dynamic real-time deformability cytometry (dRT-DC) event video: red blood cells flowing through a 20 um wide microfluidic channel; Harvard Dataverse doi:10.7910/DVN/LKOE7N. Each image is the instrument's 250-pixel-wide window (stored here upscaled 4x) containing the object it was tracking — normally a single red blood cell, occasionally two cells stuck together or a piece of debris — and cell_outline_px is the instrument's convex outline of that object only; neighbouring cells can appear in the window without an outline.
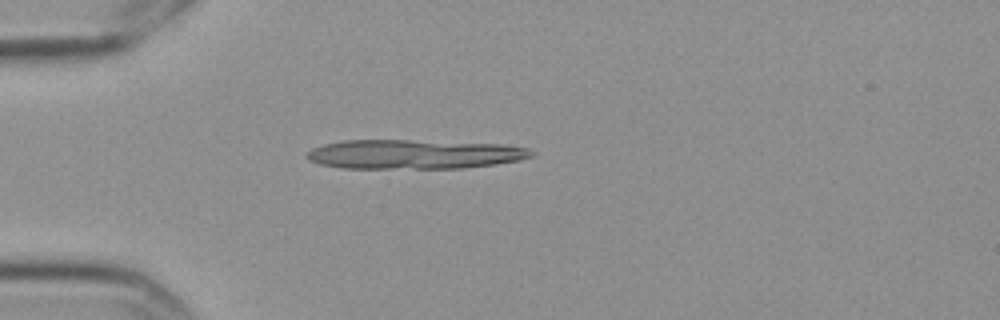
{"species": "Egyptian fruit bat (a non-hibernating species)", "species_latin": "Rousettus aegyptiacus", "temperature_condition": "cold", "stored_images_in_passage": 3, "camera_frame_rate_fps": 3000, "um_per_image_px": 0.085, "frame": {"image": 1, "passage_image": 1, "time_ms": 0.0, "image_size_px": [1000, 320], "cell_outline_px": [[536, 152], [532, 156], [520, 160], [496, 164], [464, 168], [344, 168], [320, 164], [304, 156], [312, 148], [324, 144], [344, 140], [408, 140], [500, 144], [528, 148]], "centroid_in_image_um": [35.22, 13.11], "position_along_channel_um": 49.8, "area_um2": 38.26}}